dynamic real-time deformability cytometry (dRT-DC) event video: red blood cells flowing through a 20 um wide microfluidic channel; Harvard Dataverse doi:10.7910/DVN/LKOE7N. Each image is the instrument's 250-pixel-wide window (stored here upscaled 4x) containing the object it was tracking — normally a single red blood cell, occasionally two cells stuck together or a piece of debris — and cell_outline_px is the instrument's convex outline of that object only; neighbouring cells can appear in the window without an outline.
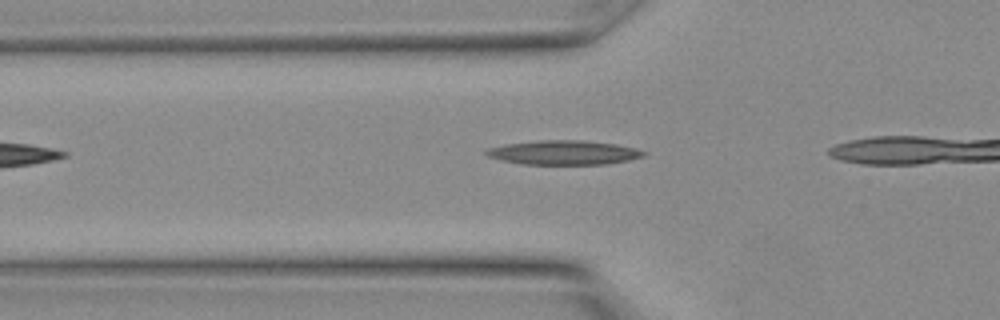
{"species": "Egyptian fruit bat (a non-hibernating species)", "species_latin": "Rousettus aegyptiacus", "temperature_condition": "warm", "stored_images_in_passage": 4, "camera_frame_rate_fps": 3000, "um_per_image_px": 0.085, "animal": {"sex": "female"}, "frame": {"image": 1, "passage_image": 3, "time_ms": 0.667, "image_size_px": [1000, 320], "cell_outline_px": [[648, 152], [644, 156], [628, 160], [608, 164], [524, 164], [500, 160], [488, 156], [484, 152], [488, 148], [508, 144], [536, 140], [584, 140], [616, 144], [636, 148]], "centroid_in_image_um": [47.95, 12.96], "position_along_channel_um": 77.8, "area_um2": 22.25}}